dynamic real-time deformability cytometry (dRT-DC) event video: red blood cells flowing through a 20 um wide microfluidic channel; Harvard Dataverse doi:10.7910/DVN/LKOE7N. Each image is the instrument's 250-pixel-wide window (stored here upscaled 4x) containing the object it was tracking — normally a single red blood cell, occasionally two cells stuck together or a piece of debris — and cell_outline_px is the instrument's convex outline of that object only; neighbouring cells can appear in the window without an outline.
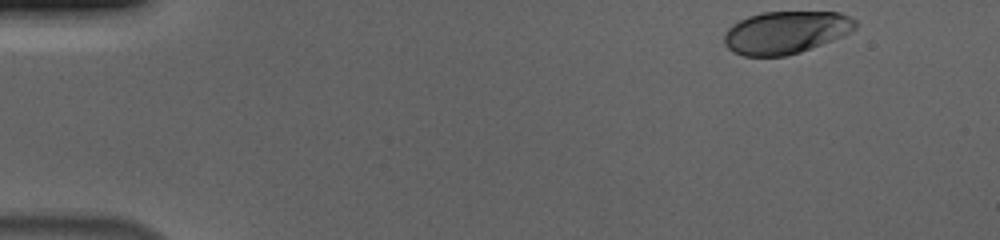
{"species": "human", "species_latin": "Homo sapiens", "temperature_condition": "cold", "stored_images_in_passage": 51, "camera_frame_rate_fps": 3000, "um_per_image_px": 0.085, "donor": {"sex": "male"}, "frame": {"image": 1, "passage_image": 1, "time_ms": 0.0, "image_size_px": [1000, 240], "cell_outline_px": [[856, 28], [840, 36], [800, 52], [784, 56], [744, 56], [732, 52], [724, 44], [724, 32], [732, 24], [748, 16], [764, 12], [840, 12], [856, 20]], "centroid_in_image_um": [66.73, 2.75], "position_along_channel_um": 18.3, "area_um2": 32.31}}
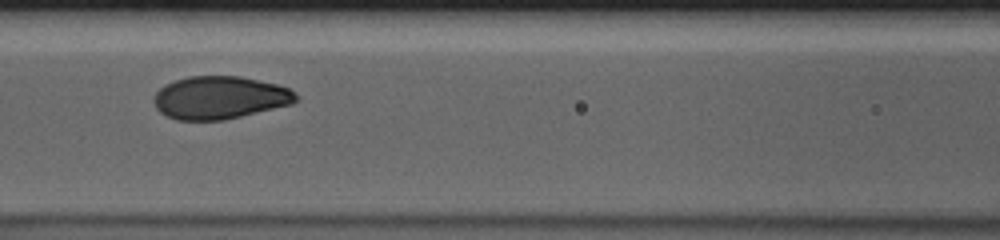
{"frame": {"image": 2, "passage_image": 21, "time_ms": 6.667, "image_size_px": [1000, 240], "cell_outline_px": [[300, 96], [292, 104], [224, 120], [176, 120], [160, 112], [156, 108], [152, 100], [156, 92], [164, 84], [188, 76], [240, 76], [276, 84], [288, 88], [296, 92]], "centroid_in_image_um": [18.67, 8.3], "position_along_channel_um": 147.9, "area_um2": 35.55}}
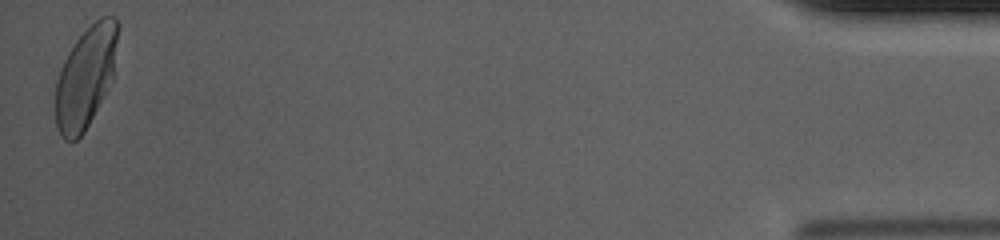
{"frame": {"image": 3, "passage_image": 51, "time_ms": 16.667, "image_size_px": [1000, 240], "cell_outline_px": [[116, 40], [112, 80], [104, 96], [84, 132], [76, 140], [64, 140], [60, 136], [56, 128], [56, 80], [60, 68], [68, 52], [76, 40], [100, 16], [116, 16]], "centroid_in_image_um": [7.24, 6.6], "position_along_channel_um": 428.0, "area_um2": 36.13}, "authors_computed_cell_mechanics": {"area_um2": 35.547, "velocity_mm_per_s": 3.6735, "shape_relaxation_time_tau1_ms": 2.6967, "shape_relaxation_time_tau2_ms": null, "deformation_change_tau1": 0.1354, "deformation_change_tau2": null}}